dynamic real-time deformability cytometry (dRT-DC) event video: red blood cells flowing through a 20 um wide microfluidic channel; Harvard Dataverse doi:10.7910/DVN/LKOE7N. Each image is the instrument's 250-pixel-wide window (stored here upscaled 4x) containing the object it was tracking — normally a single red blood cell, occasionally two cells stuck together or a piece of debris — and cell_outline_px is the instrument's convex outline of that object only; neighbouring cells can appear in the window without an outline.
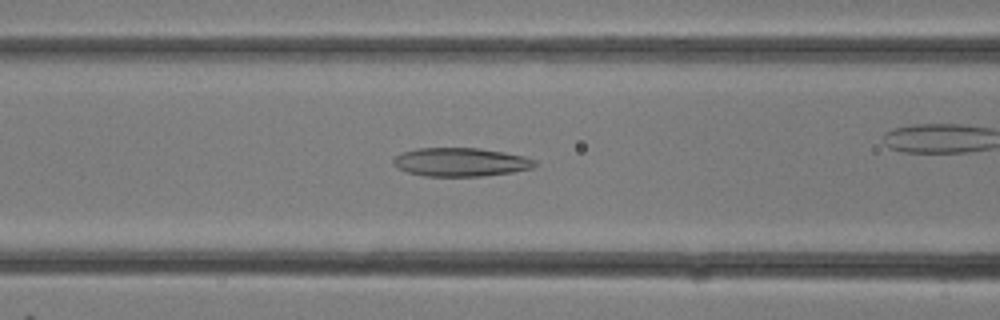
{"species": "common noctule bat (a hibernating species)", "species_latin": "Nyctalus noctula", "temperature_condition": "room temperature", "stored_images_in_passage": 18, "camera_frame_rate_fps": 3000, "um_per_image_px": 0.085, "animal": {"sex": "female"}, "frame": {"image": 1, "passage_image": 11, "time_ms": 3.333, "image_size_px": [1000, 320], "cell_outline_px": [[536, 164], [532, 168], [512, 172], [484, 176], [424, 176], [408, 172], [396, 168], [392, 164], [392, 160], [400, 152], [416, 148], [480, 148], [504, 152], [524, 156], [536, 160]], "centroid_in_image_um": [39.12, 13.77], "position_along_channel_um": 127.5, "area_um2": 23.76}}
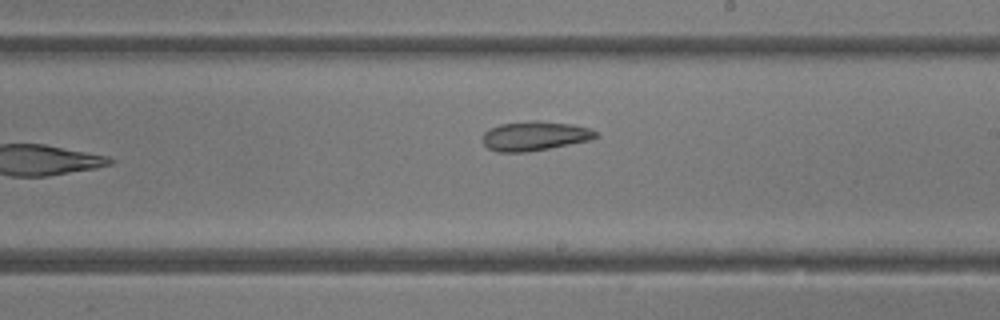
{"frame": {"image": 2, "passage_image": 18, "time_ms": 5.667, "image_size_px": [1000, 320], "cell_outline_px": [[600, 136], [592, 140], [528, 152], [496, 152], [488, 148], [480, 140], [484, 132], [488, 128], [500, 124], [532, 120], [536, 120], [572, 124], [588, 128], [596, 132]], "centroid_in_image_um": [45.42, 11.56], "position_along_channel_um": 243.6, "area_um2": 19.65}}